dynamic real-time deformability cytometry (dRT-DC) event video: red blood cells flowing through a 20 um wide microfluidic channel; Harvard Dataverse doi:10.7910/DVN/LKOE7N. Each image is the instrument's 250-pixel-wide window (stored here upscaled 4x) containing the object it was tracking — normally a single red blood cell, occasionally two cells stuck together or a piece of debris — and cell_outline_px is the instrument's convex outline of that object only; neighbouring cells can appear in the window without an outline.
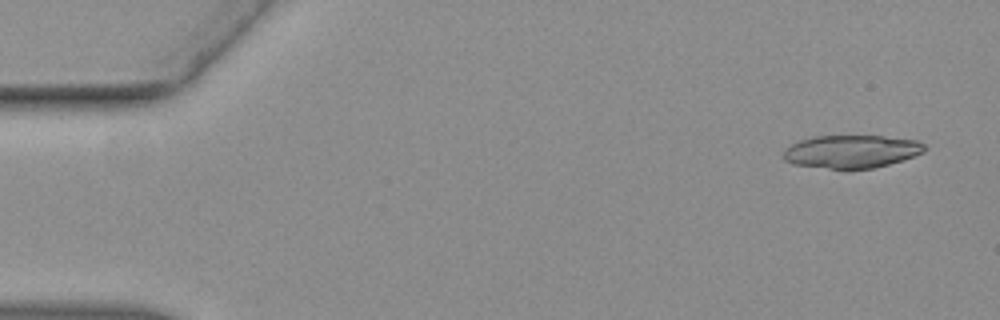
{"species": "common noctule bat (a hibernating species)", "species_latin": "Nyctalus noctula", "temperature_condition": "warm", "stored_images_in_passage": 45, "segment_of_instrument_passage": [1, 2], "camera_frame_rate_fps": 3000, "um_per_image_px": 0.085, "animal": {"sex": "female", "body_mass_g": 19.3, "forearm_length_mm": 54.1}, "frame": {"image": 1, "passage_image": 3, "time_ms": 0.667, "image_size_px": [1000, 320], "cell_outline_px": [[916, 152], [908, 156], [884, 164], [868, 168], [836, 168], [804, 164], [800, 160], [812, 140], [828, 136], [876, 136], [904, 140], [916, 144]], "centroid_in_image_um": [72.76, 12.88], "position_along_channel_um": 12.2, "area_um2": 21.39}}